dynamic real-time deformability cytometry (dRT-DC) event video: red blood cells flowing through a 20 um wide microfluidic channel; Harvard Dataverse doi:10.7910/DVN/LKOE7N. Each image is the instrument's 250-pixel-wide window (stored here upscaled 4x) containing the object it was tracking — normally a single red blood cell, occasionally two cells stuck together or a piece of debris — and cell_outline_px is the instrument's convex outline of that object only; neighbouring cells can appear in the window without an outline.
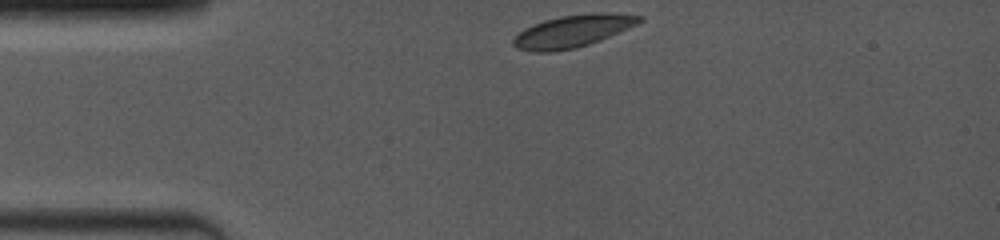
{"species": "common noctule bat (a hibernating species)", "species_latin": "Nyctalus noctula", "temperature_condition": "room temperature", "stored_images_in_passage": 45, "camera_frame_rate_fps": 4000, "um_per_image_px": 0.085, "animal": {"sex": "female", "body_mass_g": 19.0, "forearm_length_mm": 53.3}, "frame": {"image": 1, "passage_image": 1, "time_ms": 0.0, "image_size_px": [1000, 240], "cell_outline_px": [[644, 20], [628, 28], [588, 44], [576, 48], [552, 52], [532, 52], [516, 48], [512, 44], [512, 40], [524, 28], [532, 24], [544, 20], [560, 16], [596, 12], [612, 12], [644, 16]], "centroid_in_image_um": [48.66, 2.63], "position_along_channel_um": 36.3, "area_um2": 23.76}}
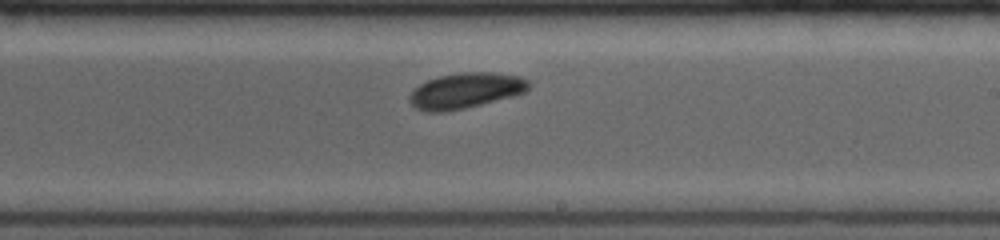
{"frame": {"image": 2, "passage_image": 26, "time_ms": 6.25, "image_size_px": [1000, 240], "cell_outline_px": [[532, 84], [524, 92], [512, 96], [448, 112], [424, 112], [416, 108], [408, 100], [408, 96], [420, 84], [428, 80], [440, 76], [460, 72], [492, 72], [520, 76], [528, 80]], "centroid_in_image_um": [39.57, 7.7], "position_along_channel_um": 249.4, "area_um2": 24.62}}
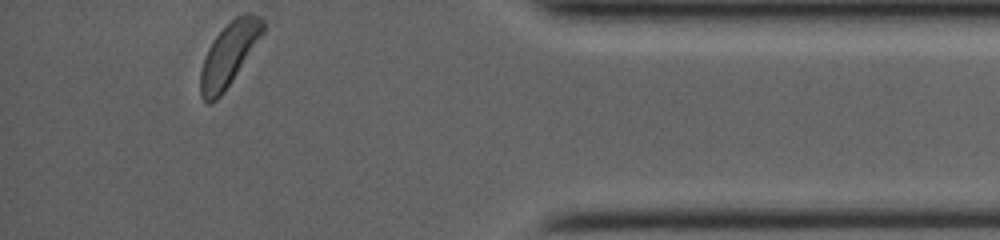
{"frame": {"image": 3, "passage_image": 45, "time_ms": 11.0, "image_size_px": [1000, 240], "cell_outline_px": [[264, 32], [224, 92], [216, 100], [208, 104], [200, 96], [200, 72], [208, 48], [216, 36], [236, 16], [244, 12], [248, 12], [260, 16], [264, 20]], "centroid_in_image_um": [19.46, 4.61], "position_along_channel_um": 415.7, "area_um2": 22.6}, "authors_computed_cell_mechanics": {"area_um2": 24.276, "velocity_mm_per_s": 4.0063, "shape_relaxation_time_tau1_ms": 2.5432, "shape_relaxation_time_tau2_ms": null, "deformation_change_tau1": 0.0728, "deformation_change_tau2": null}}